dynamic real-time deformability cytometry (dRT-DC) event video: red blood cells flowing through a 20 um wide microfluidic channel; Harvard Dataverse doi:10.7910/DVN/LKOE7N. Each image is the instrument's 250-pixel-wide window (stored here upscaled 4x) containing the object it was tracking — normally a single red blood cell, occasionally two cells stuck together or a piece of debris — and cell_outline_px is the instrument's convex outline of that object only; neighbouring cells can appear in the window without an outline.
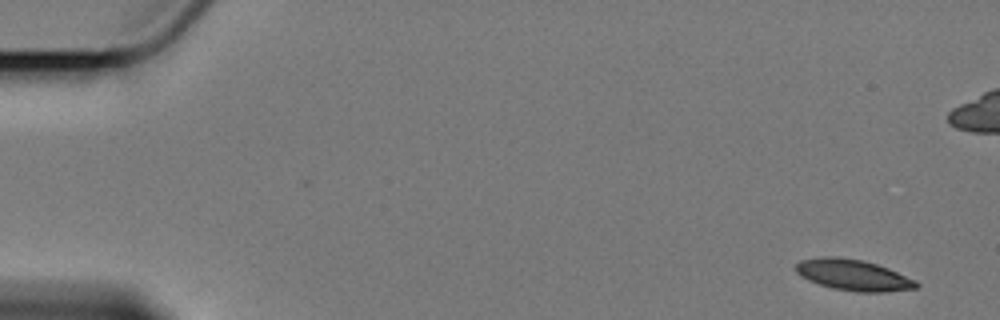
{"species": "Egyptian fruit bat (a non-hibernating species)", "species_latin": "Rousettus aegyptiacus", "temperature_condition": "cold", "stored_images_in_passage": 6, "camera_frame_rate_fps": 3000, "um_per_image_px": 0.085, "animal": {"sex": "female"}, "frame": {"image": 1, "passage_image": 1, "time_ms": 0.0, "image_size_px": [1000, 320], "cell_outline_px": [[920, 284], [916, 288], [884, 292], [856, 292], [832, 288], [808, 280], [800, 276], [796, 272], [796, 264], [800, 260], [820, 256], [836, 256], [860, 260], [876, 264], [888, 268], [916, 280]], "centroid_in_image_um": [72.51, 23.37], "position_along_channel_um": 12.5, "area_um2": 21.79}}